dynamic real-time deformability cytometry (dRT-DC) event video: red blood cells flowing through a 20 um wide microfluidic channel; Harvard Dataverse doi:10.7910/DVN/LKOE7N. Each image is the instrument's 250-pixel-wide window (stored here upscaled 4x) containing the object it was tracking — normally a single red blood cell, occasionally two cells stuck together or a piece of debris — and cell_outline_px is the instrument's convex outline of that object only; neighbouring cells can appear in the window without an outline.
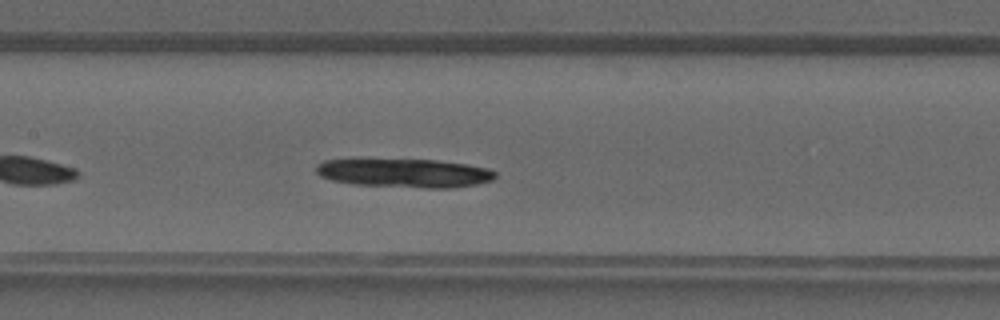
{"species": "common noctule bat (a hibernating species)", "species_latin": "Nyctalus noctula", "temperature_condition": "warm", "stored_images_in_passage": 41, "camera_frame_rate_fps": 3000, "um_per_image_px": 0.085, "animal": {"sex": "male", "forearm_length_mm": 52.5}, "frame": {"image": 1, "passage_image": 20, "time_ms": 6.333, "image_size_px": [1000, 320], "cell_outline_px": [[496, 176], [492, 180], [476, 184], [452, 188], [428, 188], [352, 184], [332, 180], [320, 176], [316, 172], [316, 164], [324, 160], [436, 160], [468, 164], [488, 168], [496, 172]], "centroid_in_image_um": [34.41, 14.71], "position_along_channel_um": 173.0, "area_um2": 29.82}}
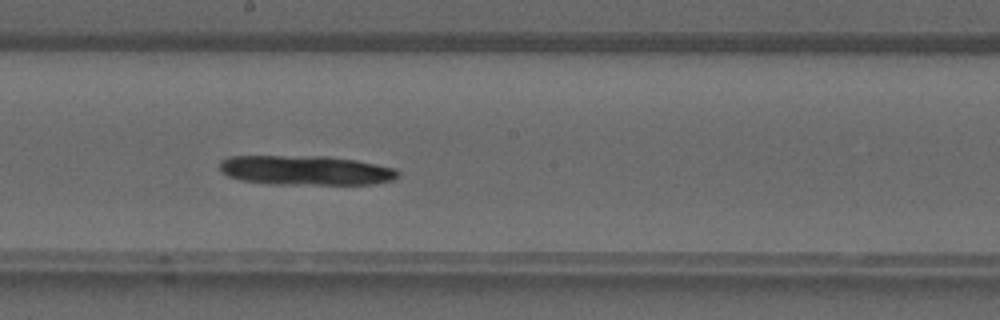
{"frame": {"image": 2, "passage_image": 23, "time_ms": 7.333, "image_size_px": [1000, 320], "cell_outline_px": [[400, 172], [392, 180], [376, 184], [272, 184], [240, 180], [228, 176], [220, 172], [220, 160], [228, 156], [328, 156], [356, 160], [396, 168]], "centroid_in_image_um": [25.96, 14.47], "position_along_channel_um": 222.2, "area_um2": 30.92}}